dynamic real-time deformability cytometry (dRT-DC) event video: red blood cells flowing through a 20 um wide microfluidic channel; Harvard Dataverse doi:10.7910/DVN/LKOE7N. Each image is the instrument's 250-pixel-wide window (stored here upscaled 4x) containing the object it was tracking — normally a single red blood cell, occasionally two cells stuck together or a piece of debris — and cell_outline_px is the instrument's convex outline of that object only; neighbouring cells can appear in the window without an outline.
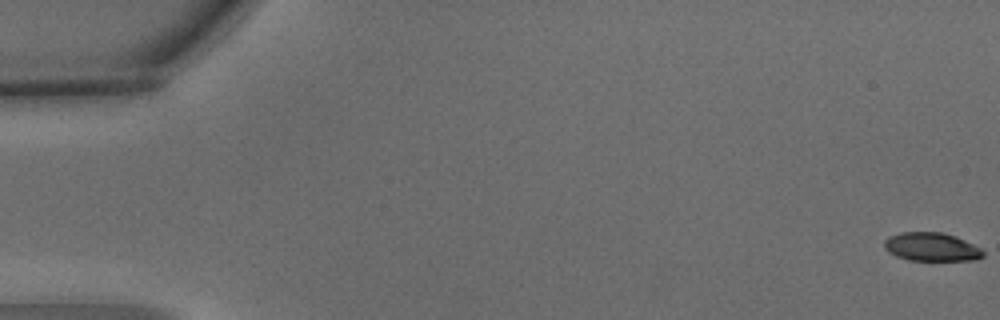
{"species": "common noctule bat (a hibernating species)", "species_latin": "Nyctalus noctula", "temperature_condition": "warm", "stored_images_in_passage": 6, "camera_frame_rate_fps": 3000, "um_per_image_px": 0.085, "animal": {"sex": "male", "body_mass_g": 15.6}, "frame": {"image": 1, "passage_image": 1, "time_ms": 0.0, "image_size_px": [1000, 320], "cell_outline_px": [[984, 256], [976, 260], [908, 260], [896, 256], [888, 252], [884, 248], [884, 240], [888, 236], [900, 232], [944, 232], [956, 236], [980, 248], [984, 252]], "centroid_in_image_um": [79.15, 20.98], "position_along_channel_um": 5.8, "area_um2": 16.53}}
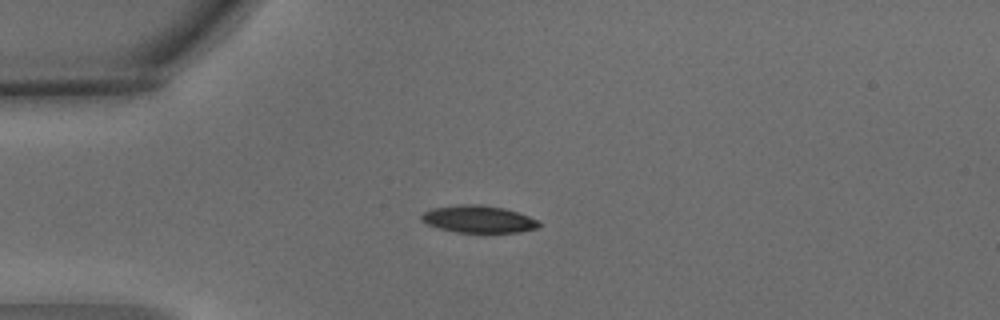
{"frame": {"image": 2, "passage_image": 4, "time_ms": 1.0, "image_size_px": [1000, 320], "cell_outline_px": [[540, 224], [536, 228], [520, 232], [456, 232], [440, 228], [428, 224], [420, 220], [420, 216], [424, 212], [432, 208], [460, 204], [480, 204], [504, 208], [528, 216], [536, 220]], "centroid_in_image_um": [40.63, 18.62], "position_along_channel_um": 44.4, "area_um2": 18.44}}
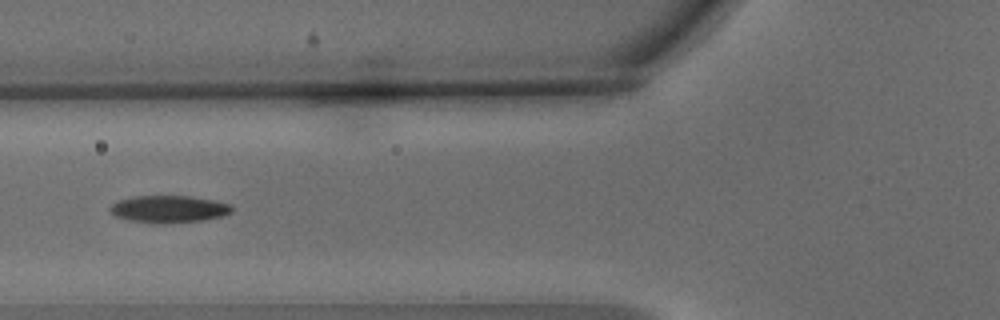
{"frame": {"image": 3, "passage_image": 6, "time_ms": 1.667, "image_size_px": [1000, 320], "cell_outline_px": [[232, 212], [224, 216], [200, 220], [132, 220], [116, 216], [108, 212], [108, 208], [116, 200], [132, 196], [192, 196], [232, 204]], "centroid_in_image_um": [14.35, 17.7], "position_along_channel_um": 111.5, "area_um2": 18.38}}